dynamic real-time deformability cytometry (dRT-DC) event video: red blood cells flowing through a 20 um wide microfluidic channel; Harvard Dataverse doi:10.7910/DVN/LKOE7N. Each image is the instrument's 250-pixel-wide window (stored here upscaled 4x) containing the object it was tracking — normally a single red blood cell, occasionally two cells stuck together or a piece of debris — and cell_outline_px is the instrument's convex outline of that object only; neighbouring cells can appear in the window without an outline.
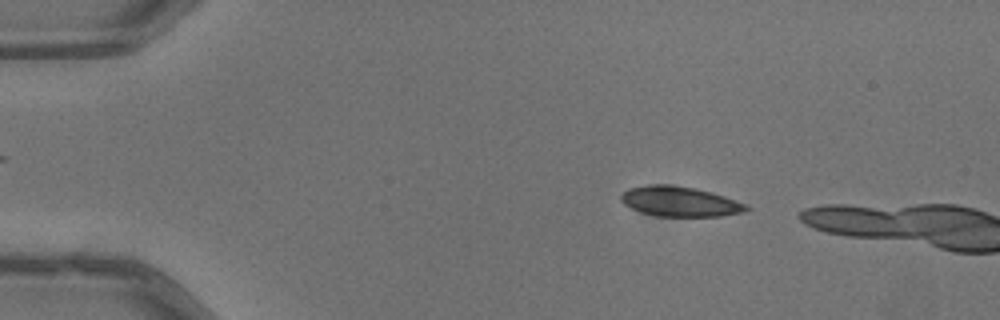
{"species": "common noctule bat (a hibernating species)", "species_latin": "Nyctalus noctula", "temperature_condition": "warm", "stored_images_in_passage": 5, "camera_frame_rate_fps": 3000, "um_per_image_px": 0.085, "animal": {"sex": "male", "body_mass_g": 13.3}, "frame": {"image": 1, "passage_image": 2, "time_ms": 0.333, "image_size_px": [1000, 320], "cell_outline_px": [[752, 208], [744, 212], [720, 216], [656, 216], [640, 212], [624, 204], [620, 200], [620, 192], [628, 188], [648, 184], [668, 184], [696, 188], [712, 192], [748, 204]], "centroid_in_image_um": [57.78, 17.12], "position_along_channel_um": 27.2, "area_um2": 22.25}}